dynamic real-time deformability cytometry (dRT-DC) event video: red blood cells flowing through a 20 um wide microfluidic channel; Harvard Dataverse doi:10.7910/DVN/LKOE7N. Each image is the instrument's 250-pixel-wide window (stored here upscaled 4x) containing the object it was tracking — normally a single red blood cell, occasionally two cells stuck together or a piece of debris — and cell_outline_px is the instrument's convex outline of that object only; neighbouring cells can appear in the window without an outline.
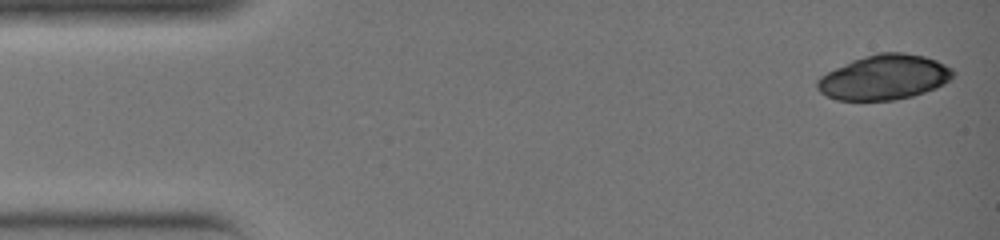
{"species": "common noctule bat (a hibernating species)", "species_latin": "Nyctalus noctula", "temperature_condition": "warm", "stored_images_in_passage": 15, "camera_frame_rate_fps": 3000, "um_per_image_px": 0.085, "animal": {"sex": "female", "body_mass_g": 19.0, "forearm_length_mm": 51.5}, "frame": {"image": 1, "passage_image": 1, "time_ms": 0.0, "image_size_px": [1000, 240], "cell_outline_px": [[956, 72], [944, 84], [936, 88], [912, 96], [896, 100], [836, 100], [820, 92], [816, 88], [816, 80], [820, 76], [852, 60], [876, 52], [904, 52], [924, 56], [936, 60], [952, 68]], "centroid_in_image_um": [75.16, 6.56], "position_along_channel_um": 9.8, "area_um2": 35.6}}